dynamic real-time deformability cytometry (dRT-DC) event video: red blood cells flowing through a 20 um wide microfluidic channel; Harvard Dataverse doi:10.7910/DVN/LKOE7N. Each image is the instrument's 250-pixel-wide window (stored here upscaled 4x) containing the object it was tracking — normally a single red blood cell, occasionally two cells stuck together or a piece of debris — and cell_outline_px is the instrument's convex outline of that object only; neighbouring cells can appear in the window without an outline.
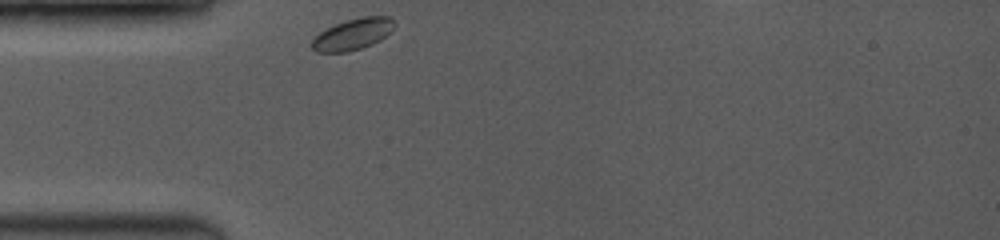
{"species": "common noctule bat (a hibernating species)", "species_latin": "Nyctalus noctula", "temperature_condition": "room temperature", "stored_images_in_passage": 15, "camera_frame_rate_fps": 3500, "um_per_image_px": 0.085, "animal": {"sex": "female", "body_mass_g": 19.0, "forearm_length_mm": 53.3}, "frame": {"image": 1, "passage_image": 1, "time_ms": 0.0, "image_size_px": [1000, 240], "cell_outline_px": [[396, 24], [380, 40], [372, 44], [348, 52], [316, 52], [312, 48], [312, 40], [320, 32], [344, 20], [364, 16], [392, 16], [396, 20]], "centroid_in_image_um": [30.01, 2.89], "position_along_channel_um": 55.0, "area_um2": 14.97}}
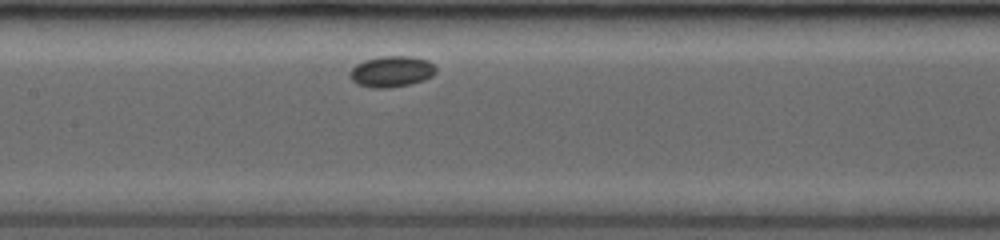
{"frame": {"image": 2, "passage_image": 9, "time_ms": 3.429, "image_size_px": [1000, 240], "cell_outline_px": [[436, 72], [432, 76], [424, 80], [408, 84], [388, 88], [372, 88], [356, 84], [348, 76], [348, 72], [356, 64], [364, 60], [380, 56], [412, 56], [428, 60], [436, 68]], "centroid_in_image_um": [33.25, 6.07], "position_along_channel_um": 174.2, "area_um2": 15.72}}
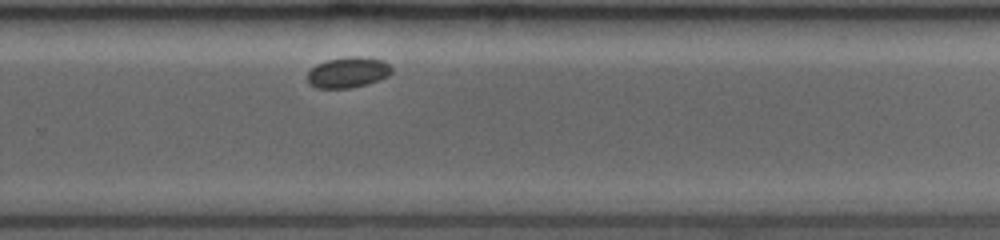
{"frame": {"image": 3, "passage_image": 15, "time_ms": 6.857, "image_size_px": [1000, 240], "cell_outline_px": [[392, 72], [388, 76], [380, 80], [368, 84], [348, 88], [316, 88], [308, 84], [308, 72], [316, 64], [328, 60], [356, 56], [360, 56], [384, 60], [392, 68]], "centroid_in_image_um": [29.59, 6.16], "position_along_channel_um": 300.2, "area_um2": 15.09}}